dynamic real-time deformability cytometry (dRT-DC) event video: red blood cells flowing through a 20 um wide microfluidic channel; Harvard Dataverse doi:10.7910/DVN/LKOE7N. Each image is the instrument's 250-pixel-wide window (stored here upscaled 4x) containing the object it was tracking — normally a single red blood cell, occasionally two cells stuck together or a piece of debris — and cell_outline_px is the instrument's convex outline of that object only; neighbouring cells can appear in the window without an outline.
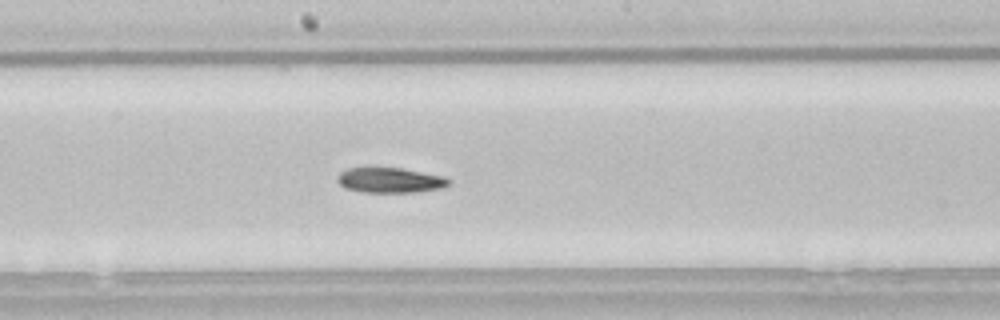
{"species": "common noctule bat (a hibernating species)", "species_latin": "Nyctalus noctula", "temperature_condition": "room temperature", "stored_images_in_passage": 38, "camera_frame_rate_fps": 3000, "um_per_image_px": 0.085, "animal": {"sex": "male", "body_mass_g": 21.5, "forearm_length_mm": 52.0}, "frame": {"image": 1, "passage_image": 12, "time_ms": 3.667, "image_size_px": [1000, 320], "cell_outline_px": [[452, 184], [440, 188], [416, 192], [364, 192], [344, 188], [336, 180], [336, 176], [340, 172], [348, 168], [368, 164], [376, 164], [400, 168], [444, 176], [452, 180]], "centroid_in_image_um": [33.09, 15.26], "position_along_channel_um": 215.1, "area_um2": 17.22}}